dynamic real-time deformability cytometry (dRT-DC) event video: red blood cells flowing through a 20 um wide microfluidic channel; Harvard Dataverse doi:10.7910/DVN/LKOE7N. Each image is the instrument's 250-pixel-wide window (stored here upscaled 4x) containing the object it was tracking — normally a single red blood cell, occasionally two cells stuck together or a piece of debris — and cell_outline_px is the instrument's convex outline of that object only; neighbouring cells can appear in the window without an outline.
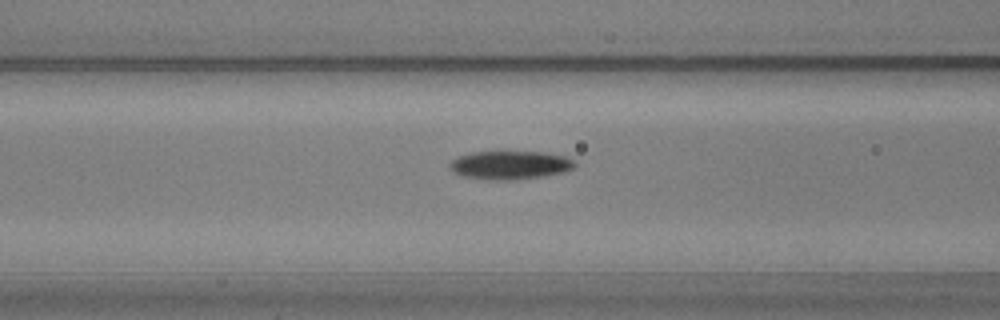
{"species": "common noctule bat (a hibernating species)", "species_latin": "Nyctalus noctula", "temperature_condition": "warm", "stored_images_in_passage": 55, "camera_frame_rate_fps": 3000, "um_per_image_px": 0.085, "animal": {"sex": "male", "body_mass_g": 20.5, "forearm_length_mm": 52.5}, "frame": {"image": 1, "passage_image": 21, "time_ms": 6.667, "image_size_px": [1000, 320], "cell_outline_px": [[576, 164], [572, 168], [564, 172], [544, 176], [508, 180], [488, 180], [460, 176], [452, 172], [448, 164], [452, 160], [460, 156], [472, 152], [540, 152], [564, 156], [572, 160]], "centroid_in_image_um": [43.3, 14.04], "position_along_channel_um": 123.3, "area_um2": 20.63}}
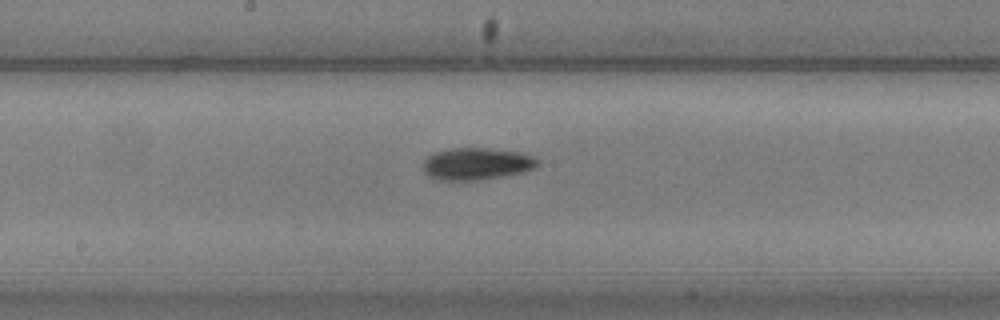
{"frame": {"image": 2, "passage_image": 28, "time_ms": 9.0, "image_size_px": [1000, 320], "cell_outline_px": [[540, 164], [536, 168], [524, 172], [504, 176], [480, 180], [436, 180], [428, 176], [424, 172], [424, 160], [432, 152], [452, 148], [484, 148], [520, 152], [532, 156], [540, 160]], "centroid_in_image_um": [40.53, 13.93], "position_along_channel_um": 207.7, "area_um2": 21.68}}
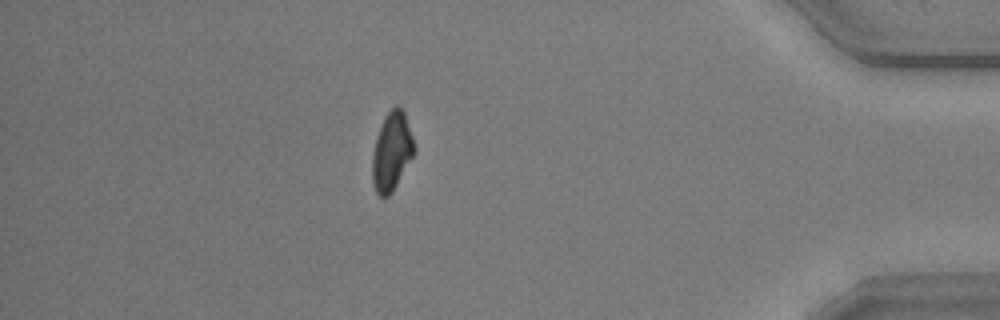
{"frame": {"image": 3, "passage_image": 48, "time_ms": 15.667, "image_size_px": [1000, 320], "cell_outline_px": [[416, 152], [392, 192], [388, 196], [380, 196], [376, 192], [372, 184], [372, 152], [376, 136], [384, 116], [396, 104], [404, 112], [416, 148]], "centroid_in_image_um": [33.29, 12.88], "position_along_channel_um": 401.9, "area_um2": 19.31}, "authors_computed_cell_mechanics": {"area_um2": 19.7098, "velocity_mm_per_s": 3.6113, "shape_relaxation_time_tau1_ms": 2.6824, "shape_relaxation_time_tau2_ms": null, "deformation_change_tau1": 0.1417, "deformation_change_tau2": null}}